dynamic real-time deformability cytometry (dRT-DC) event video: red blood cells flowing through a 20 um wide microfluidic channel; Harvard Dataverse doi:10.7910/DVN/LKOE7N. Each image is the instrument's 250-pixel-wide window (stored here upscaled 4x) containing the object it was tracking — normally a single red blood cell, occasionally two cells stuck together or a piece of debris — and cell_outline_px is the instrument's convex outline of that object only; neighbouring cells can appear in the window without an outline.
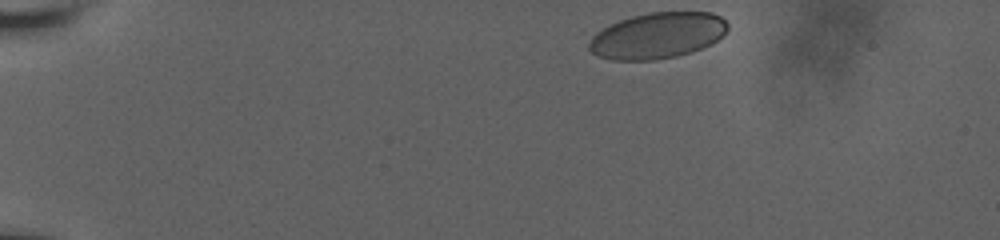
{"species": "human", "species_latin": "Homo sapiens", "temperature_condition": "room temperature", "stored_images_in_passage": 44, "camera_frame_rate_fps": 3000, "um_per_image_px": 0.085, "donor": {"sex": "male"}, "frame": {"image": 1, "passage_image": 1, "time_ms": 0.0, "image_size_px": [1000, 240], "cell_outline_px": [[728, 28], [712, 44], [692, 52], [676, 56], [656, 60], [612, 60], [596, 56], [588, 48], [588, 44], [592, 36], [596, 32], [608, 24], [632, 16], [648, 12], [712, 12], [720, 16], [728, 24]], "centroid_in_image_um": [55.85, 3.02], "position_along_channel_um": 29.1, "area_um2": 37.34}}
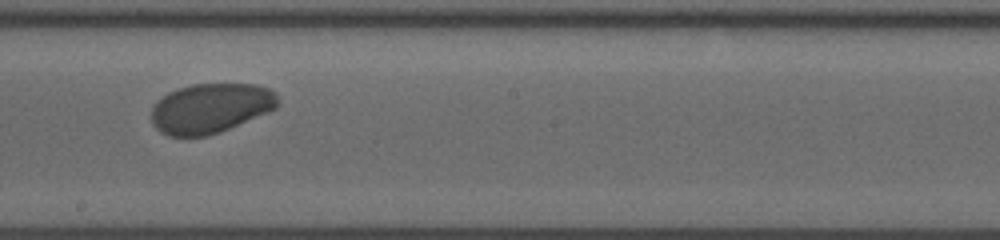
{"frame": {"image": 2, "passage_image": 25, "time_ms": 8.0, "image_size_px": [1000, 240], "cell_outline_px": [[280, 96], [276, 108], [268, 112], [220, 132], [208, 136], [168, 136], [160, 132], [152, 124], [152, 104], [156, 100], [168, 92], [176, 88], [192, 84], [256, 84], [268, 88], [276, 92]], "centroid_in_image_um": [17.88, 9.19], "position_along_channel_um": 230.3, "area_um2": 37.05}}
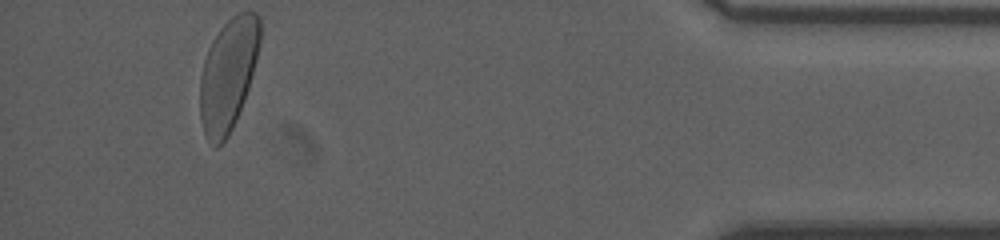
{"frame": {"image": 3, "passage_image": 44, "time_ms": 14.333, "image_size_px": [1000, 240], "cell_outline_px": [[260, 40], [256, 60], [248, 88], [244, 100], [236, 120], [228, 136], [216, 148], [204, 136], [200, 116], [200, 76], [204, 60], [208, 48], [212, 40], [220, 28], [232, 16], [240, 12], [256, 12], [260, 16]], "centroid_in_image_um": [19.38, 6.33], "position_along_channel_um": 415.8, "area_um2": 39.19}, "authors_computed_cell_mechanics": {"area_um2": 37.8879, "velocity_mm_per_s": 3.7664, "shape_relaxation_time_tau1_ms": 2.4159, "shape_relaxation_time_tau2_ms": null, "deformation_change_tau1": 0.0619, "deformation_change_tau2": null}}